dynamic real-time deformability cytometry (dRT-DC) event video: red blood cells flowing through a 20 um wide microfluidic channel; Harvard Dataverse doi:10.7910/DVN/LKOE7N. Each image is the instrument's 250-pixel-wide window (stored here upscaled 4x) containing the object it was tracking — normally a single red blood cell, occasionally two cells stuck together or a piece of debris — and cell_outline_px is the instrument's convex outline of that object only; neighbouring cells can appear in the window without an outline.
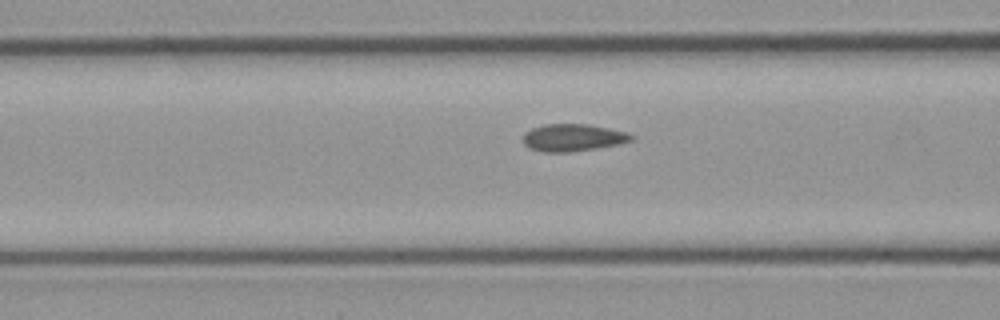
{"species": "common noctule bat (a hibernating species)", "species_latin": "Nyctalus noctula", "temperature_condition": "cold", "stored_images_in_passage": 15, "camera_frame_rate_fps": 3000, "um_per_image_px": 0.085, "animal": {"sex": "male", "body_mass_g": 23.1, "forearm_length_mm": 52.7}, "frame": {"image": 1, "passage_image": 13, "time_ms": 4.0, "image_size_px": [1000, 320], "cell_outline_px": [[636, 140], [620, 144], [596, 148], [568, 152], [544, 152], [528, 148], [524, 144], [524, 132], [532, 128], [544, 124], [588, 124], [628, 132], [636, 136]], "centroid_in_image_um": [48.75, 11.69], "position_along_channel_um": 117.9, "area_um2": 17.4}}